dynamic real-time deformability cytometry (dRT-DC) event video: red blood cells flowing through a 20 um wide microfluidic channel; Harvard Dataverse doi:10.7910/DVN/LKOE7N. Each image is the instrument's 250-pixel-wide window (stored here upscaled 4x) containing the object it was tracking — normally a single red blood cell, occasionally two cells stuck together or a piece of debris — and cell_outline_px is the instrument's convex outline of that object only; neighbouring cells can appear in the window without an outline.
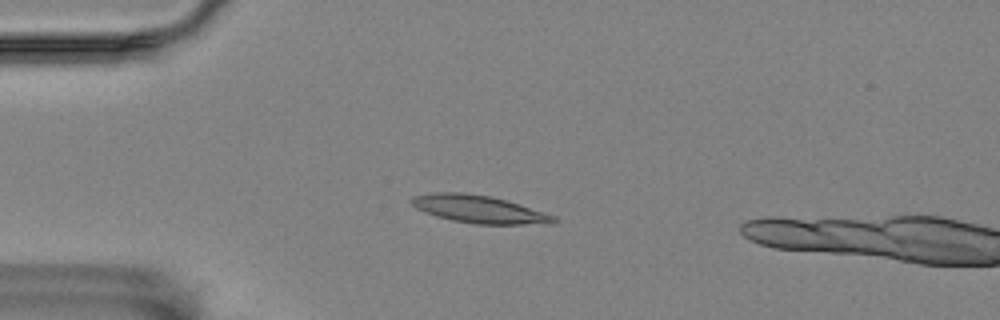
{"species": "Egyptian fruit bat (a non-hibernating species)", "species_latin": "Rousettus aegyptiacus", "temperature_condition": "room temperature", "stored_images_in_passage": 58, "camera_frame_rate_fps": 3000, "um_per_image_px": 0.085, "animal": {"sex": "female"}, "frame": {"image": 1, "passage_image": 14, "time_ms": 4.333, "image_size_px": [1000, 320], "cell_outline_px": [[560, 220], [552, 224], [476, 224], [452, 220], [436, 216], [424, 212], [416, 208], [408, 200], [412, 196], [436, 192], [460, 192], [488, 196], [504, 200], [556, 216]], "centroid_in_image_um": [40.7, 17.79], "position_along_channel_um": 44.3, "area_um2": 22.77}}
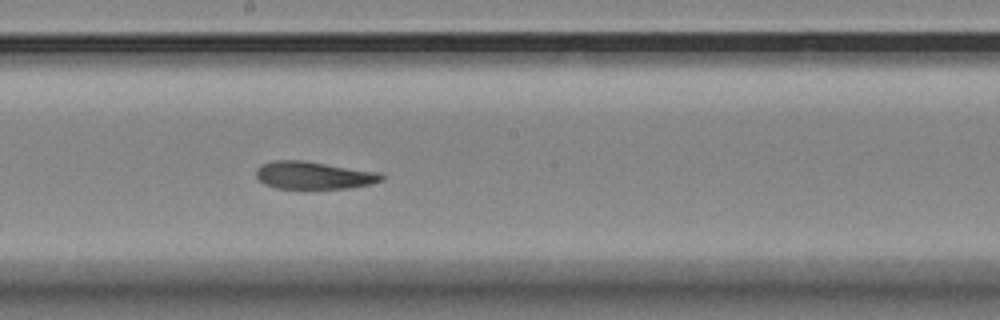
{"frame": {"image": 2, "passage_image": 31, "time_ms": 10.0, "image_size_px": [1000, 320], "cell_outline_px": [[384, 180], [372, 184], [348, 188], [276, 188], [264, 184], [256, 176], [256, 168], [264, 164], [276, 160], [300, 160], [380, 172], [384, 176]], "centroid_in_image_um": [26.69, 14.9], "position_along_channel_um": 221.5, "area_um2": 20.0}}
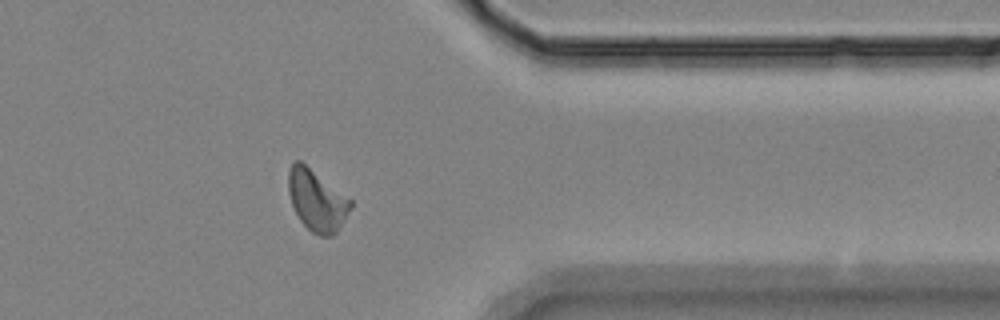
{"frame": {"image": 3, "passage_image": 46, "time_ms": 15.0, "image_size_px": [1000, 320], "cell_outline_px": [[352, 208], [336, 232], [332, 236], [320, 236], [312, 232], [300, 220], [292, 204], [288, 192], [288, 172], [292, 164], [296, 160], [300, 160], [352, 200]], "centroid_in_image_um": [26.93, 17.03], "position_along_channel_um": 384.5, "area_um2": 21.96}}